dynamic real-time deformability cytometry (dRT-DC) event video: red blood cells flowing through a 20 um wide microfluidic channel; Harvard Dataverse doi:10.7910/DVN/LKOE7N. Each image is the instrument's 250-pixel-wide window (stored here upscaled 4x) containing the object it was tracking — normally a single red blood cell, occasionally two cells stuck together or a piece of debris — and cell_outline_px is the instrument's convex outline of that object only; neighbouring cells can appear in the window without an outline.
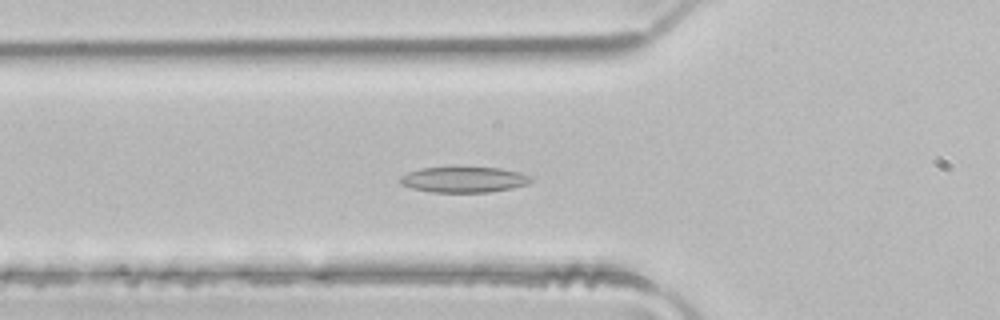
{"species": "common noctule bat (a hibernating species)", "species_latin": "Nyctalus noctula", "temperature_condition": "room temperature", "stored_images_in_passage": 49, "camera_frame_rate_fps": 3000, "um_per_image_px": 0.085, "animal": {"sex": "male", "body_mass_g": 21.5, "forearm_length_mm": 52.0}, "frame": {"image": 1, "passage_image": 17, "time_ms": 5.333, "image_size_px": [1000, 320], "cell_outline_px": [[532, 180], [528, 184], [512, 188], [488, 192], [432, 192], [412, 188], [400, 184], [400, 176], [408, 172], [420, 168], [500, 168], [520, 172], [532, 176]], "centroid_in_image_um": [39.44, 15.27], "position_along_channel_um": 86.4, "area_um2": 19.42}}
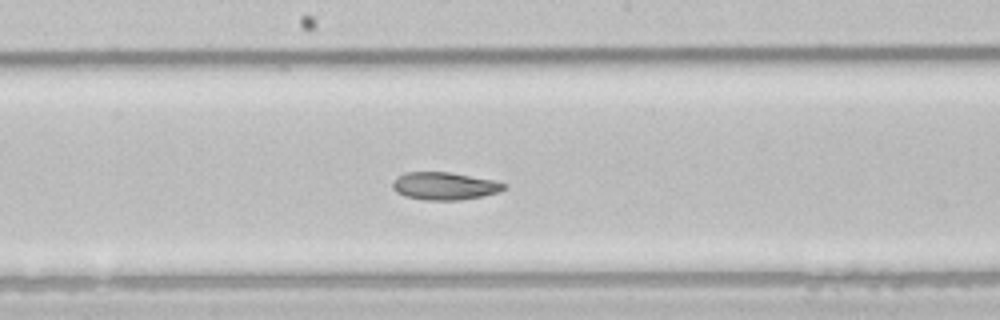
{"frame": {"image": 2, "passage_image": 26, "time_ms": 8.333, "image_size_px": [1000, 320], "cell_outline_px": [[508, 188], [484, 196], [460, 200], [424, 200], [404, 196], [396, 192], [392, 188], [392, 180], [396, 176], [404, 172], [448, 172], [492, 180], [508, 184]], "centroid_in_image_um": [37.74, 15.81], "position_along_channel_um": 210.5, "area_um2": 18.09}}
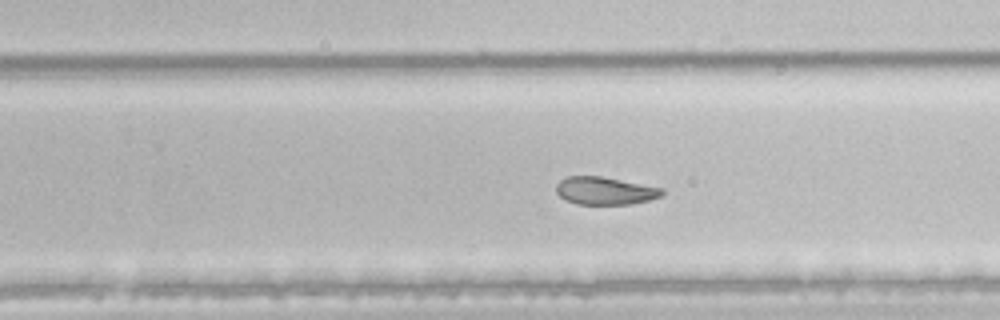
{"frame": {"image": 3, "passage_image": 31, "time_ms": 10.0, "image_size_px": [1000, 320], "cell_outline_px": [[664, 192], [660, 196], [648, 200], [632, 204], [576, 204], [560, 196], [556, 192], [556, 184], [560, 180], [568, 176], [600, 176], [664, 188]], "centroid_in_image_um": [51.42, 16.21], "position_along_channel_um": 278.4, "area_um2": 16.99}, "authors_computed_cell_mechanics": {"area_um2": 21.6172, "velocity_mm_per_s": 4.113, "shape_relaxation_time_tau1_ms": 7.9131, "shape_relaxation_time_tau2_ms": 2.8867, "deformation_change_tau1": 0.1856, "deformation_change_tau2": 0.0788}}